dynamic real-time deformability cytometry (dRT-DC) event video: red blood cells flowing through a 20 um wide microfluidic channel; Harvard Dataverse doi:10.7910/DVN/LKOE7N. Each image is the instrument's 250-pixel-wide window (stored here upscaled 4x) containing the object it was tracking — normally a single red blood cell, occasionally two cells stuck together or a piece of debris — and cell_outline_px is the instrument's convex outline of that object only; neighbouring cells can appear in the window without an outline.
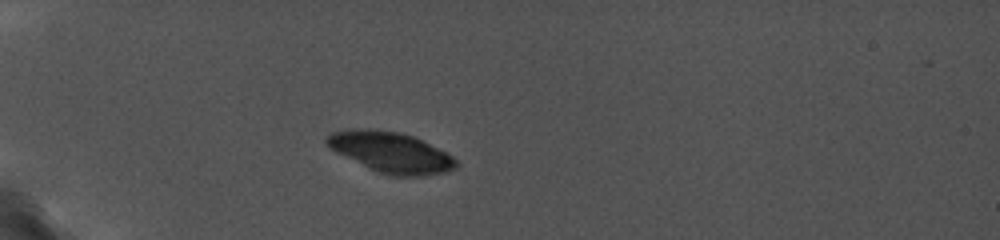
{"species": "common noctule bat (a hibernating species)", "species_latin": "Nyctalus noctula", "temperature_condition": "cold", "stored_images_in_passage": 7, "camera_frame_rate_fps": 5000, "um_per_image_px": 0.085, "animal": {"sex": "female", "body_mass_g": 19.0, "forearm_length_mm": 56.7}, "frame": {"image": 1, "passage_image": 1, "time_ms": 0.0, "image_size_px": [1000, 240], "cell_outline_px": [[460, 164], [456, 168], [444, 172], [420, 176], [388, 176], [376, 172], [336, 152], [324, 140], [324, 136], [332, 132], [356, 128], [368, 128], [400, 132], [412, 136], [452, 156]], "centroid_in_image_um": [33.19, 12.95], "position_along_channel_um": 51.8, "area_um2": 30.46}}